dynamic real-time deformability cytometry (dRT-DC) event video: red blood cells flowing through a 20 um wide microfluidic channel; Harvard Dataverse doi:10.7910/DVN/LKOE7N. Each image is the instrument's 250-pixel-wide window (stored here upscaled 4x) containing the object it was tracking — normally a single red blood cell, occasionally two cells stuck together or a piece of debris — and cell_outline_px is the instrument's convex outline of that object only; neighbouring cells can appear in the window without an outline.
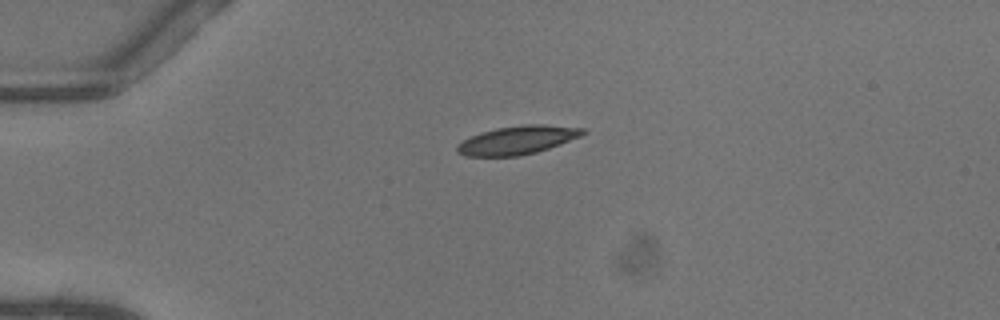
{"species": "common noctule bat (a hibernating species)", "species_latin": "Nyctalus noctula", "temperature_condition": "warm", "stored_images_in_passage": 39, "camera_frame_rate_fps": 3000, "um_per_image_px": 0.085, "animal": {"sex": "female"}, "frame": {"image": 1, "passage_image": 1, "time_ms": 0.0, "image_size_px": [1000, 320], "cell_outline_px": [[588, 132], [580, 136], [548, 148], [536, 152], [516, 156], [464, 156], [456, 152], [456, 144], [480, 132], [496, 128], [524, 124], [540, 124], [584, 128]], "centroid_in_image_um": [43.95, 11.9], "position_along_channel_um": 41.1, "area_um2": 20.75}}
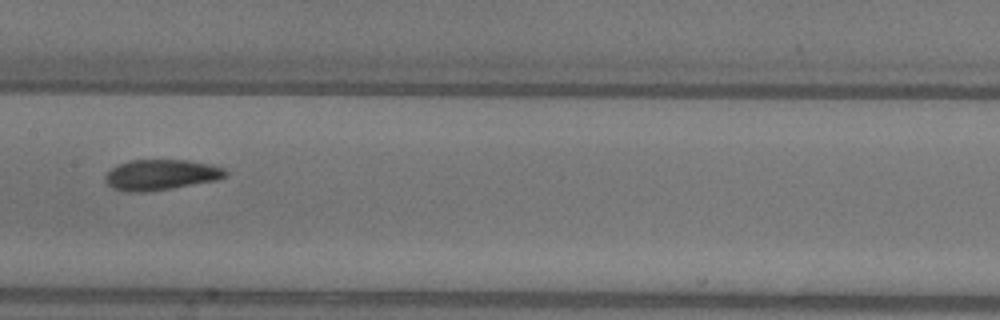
{"frame": {"image": 2, "passage_image": 15, "time_ms": 4.667, "image_size_px": [1000, 320], "cell_outline_px": [[228, 176], [216, 180], [172, 188], [144, 192], [128, 192], [112, 188], [104, 180], [104, 176], [112, 168], [120, 164], [132, 160], [188, 160], [208, 164], [224, 168], [228, 172]], "centroid_in_image_um": [13.68, 14.86], "position_along_channel_um": 193.7, "area_um2": 21.33}}
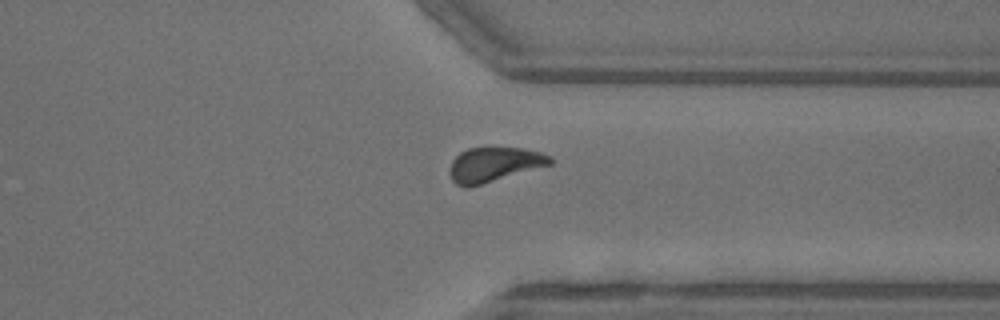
{"frame": {"image": 3, "passage_image": 28, "time_ms": 9.0, "image_size_px": [1000, 320], "cell_outline_px": [[552, 164], [468, 188], [464, 188], [456, 184], [452, 180], [448, 172], [452, 160], [460, 152], [468, 148], [524, 148], [540, 152], [548, 156], [552, 160]], "centroid_in_image_um": [41.95, 13.99], "position_along_channel_um": 369.5, "area_um2": 20.17}, "authors_computed_cell_mechanics": {"area_um2": 20.7502, "velocity_mm_per_s": 4.063, "shape_relaxation_time_tau1_ms": 4.3988, "shape_relaxation_time_tau2_ms": 3.8815, "deformation_change_tau1": 0.1466, "deformation_change_tau2": 0.1044}}